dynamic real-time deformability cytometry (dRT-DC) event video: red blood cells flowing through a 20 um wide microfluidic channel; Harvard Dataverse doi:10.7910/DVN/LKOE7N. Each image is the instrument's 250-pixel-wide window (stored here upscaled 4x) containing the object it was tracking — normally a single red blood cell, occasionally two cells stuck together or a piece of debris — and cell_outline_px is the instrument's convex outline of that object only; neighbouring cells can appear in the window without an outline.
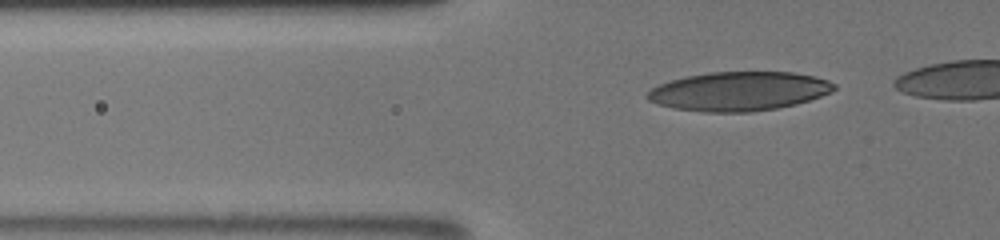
{"species": "human", "species_latin": "Homo sapiens", "temperature_condition": "room temperature", "stored_images_in_passage": 33, "camera_frame_rate_fps": 3000, "um_per_image_px": 0.085, "donor": {"sex": "male"}, "frame": {"image": 1, "passage_image": 3, "time_ms": 0.667, "image_size_px": [1000, 240], "cell_outline_px": [[836, 88], [832, 92], [796, 104], [776, 108], [752, 112], [704, 112], [676, 108], [656, 104], [648, 100], [644, 96], [652, 88], [660, 84], [672, 80], [688, 76], [712, 72], [792, 72], [812, 76], [828, 80], [836, 84]], "centroid_in_image_um": [62.81, 7.76], "position_along_channel_um": 63.0, "area_um2": 42.31}}
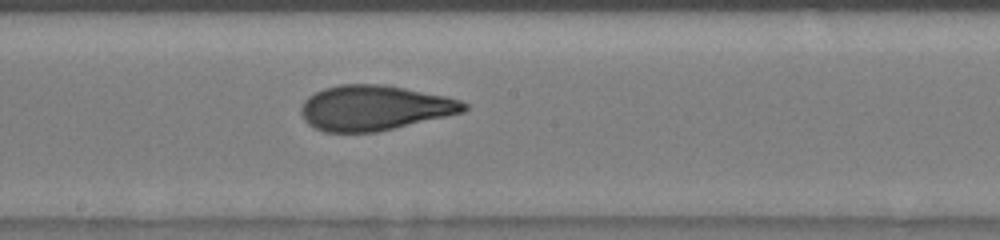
{"frame": {"image": 2, "passage_image": 16, "time_ms": 5.0, "image_size_px": [1000, 240], "cell_outline_px": [[468, 108], [464, 112], [376, 132], [324, 132], [308, 124], [304, 120], [300, 112], [300, 108], [304, 100], [308, 96], [324, 88], [340, 84], [380, 84], [404, 88], [444, 96], [460, 100], [468, 104]], "centroid_in_image_um": [31.79, 9.17], "position_along_channel_um": 216.4, "area_um2": 42.6}}
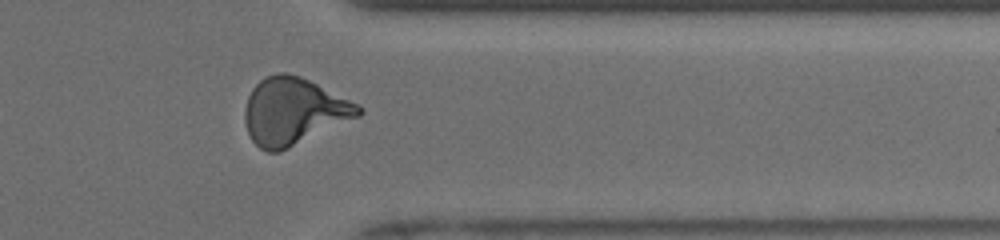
{"frame": {"image": 3, "passage_image": 29, "time_ms": 9.333, "image_size_px": [1000, 240], "cell_outline_px": [[364, 112], [360, 116], [280, 152], [268, 152], [260, 148], [252, 140], [248, 132], [244, 120], [244, 108], [248, 96], [252, 88], [264, 76], [276, 72], [284, 72], [300, 76], [364, 108]], "centroid_in_image_um": [24.92, 9.47], "position_along_channel_um": 386.5, "area_um2": 44.1}}